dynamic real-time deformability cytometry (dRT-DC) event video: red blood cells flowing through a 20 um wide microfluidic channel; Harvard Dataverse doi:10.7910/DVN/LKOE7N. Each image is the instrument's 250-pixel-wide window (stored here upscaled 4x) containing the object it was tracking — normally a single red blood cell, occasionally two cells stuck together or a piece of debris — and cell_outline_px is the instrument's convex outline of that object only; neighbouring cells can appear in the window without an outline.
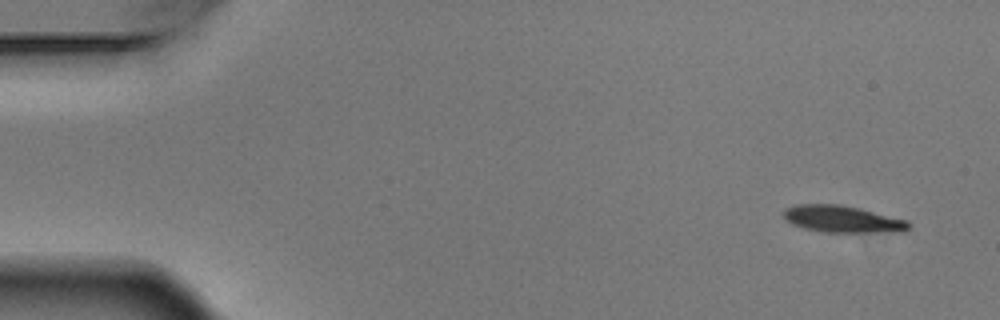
{"species": "Egyptian fruit bat (a non-hibernating species)", "species_latin": "Rousettus aegyptiacus", "temperature_condition": "warm", "stored_images_in_passage": 4, "camera_frame_rate_fps": 3000, "um_per_image_px": 0.085, "animal": {"sex": "male"}, "frame": {"image": 1, "passage_image": 1, "time_ms": 0.0, "image_size_px": [1000, 320], "cell_outline_px": [[908, 228], [904, 232], [824, 232], [804, 228], [792, 224], [784, 216], [784, 208], [796, 204], [840, 204], [860, 208], [908, 220]], "centroid_in_image_um": [71.62, 18.61], "position_along_channel_um": 13.4, "area_um2": 19.59}}